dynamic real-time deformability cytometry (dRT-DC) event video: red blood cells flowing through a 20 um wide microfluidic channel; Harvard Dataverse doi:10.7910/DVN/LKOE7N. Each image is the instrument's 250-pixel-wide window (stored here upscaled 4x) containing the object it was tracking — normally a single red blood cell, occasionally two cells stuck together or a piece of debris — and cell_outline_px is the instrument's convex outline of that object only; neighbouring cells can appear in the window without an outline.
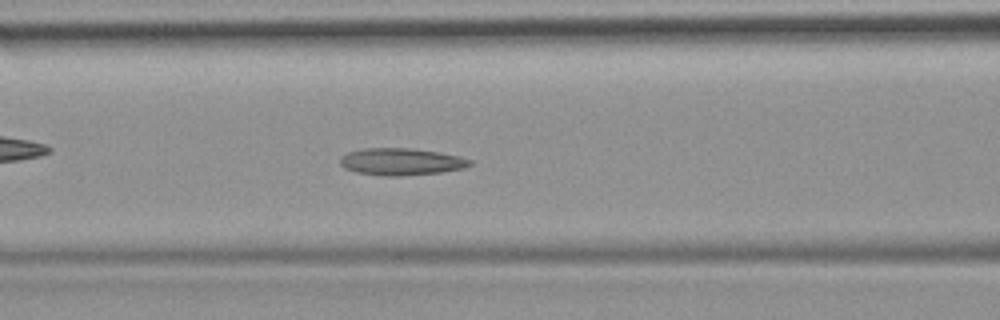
{"species": "common noctule bat (a hibernating species)", "species_latin": "Nyctalus noctula", "temperature_condition": "room temperature", "stored_images_in_passage": 36, "camera_frame_rate_fps": 3000, "um_per_image_px": 0.085, "animal": {"sex": "female", "body_mass_g": 19.9}, "frame": {"image": 1, "passage_image": 16, "time_ms": 5.0, "image_size_px": [1000, 320], "cell_outline_px": [[472, 164], [464, 168], [440, 172], [400, 176], [384, 176], [356, 172], [344, 168], [340, 164], [340, 156], [348, 152], [360, 148], [408, 148], [436, 152], [460, 156], [472, 160]], "centroid_in_image_um": [34.06, 13.74], "position_along_channel_um": 132.5, "area_um2": 20.46}}